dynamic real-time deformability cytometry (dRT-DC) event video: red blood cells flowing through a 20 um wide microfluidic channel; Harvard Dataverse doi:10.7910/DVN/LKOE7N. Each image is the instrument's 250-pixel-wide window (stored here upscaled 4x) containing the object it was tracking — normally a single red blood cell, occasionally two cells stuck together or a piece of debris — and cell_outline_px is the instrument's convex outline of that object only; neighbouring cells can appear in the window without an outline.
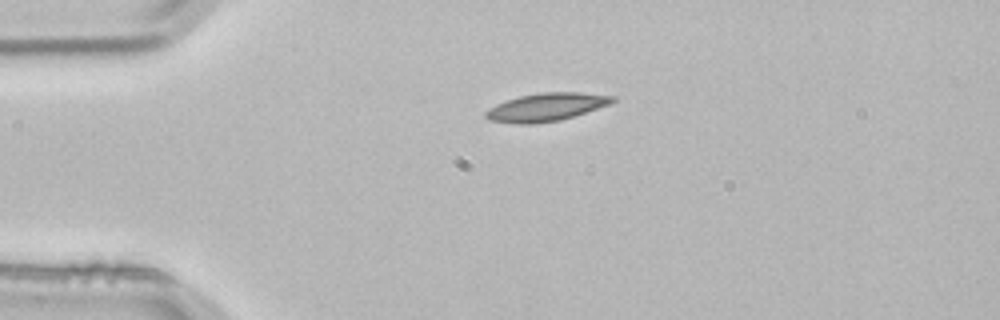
{"species": "common noctule bat (a hibernating species)", "species_latin": "Nyctalus noctula", "temperature_condition": "room temperature", "stored_images_in_passage": 2, "camera_frame_rate_fps": 3000, "um_per_image_px": 0.085, "animal": {"sex": "male", "body_mass_g": 21.5, "forearm_length_mm": 52.0}, "frame": {"image": 1, "passage_image": 1, "time_ms": 0.0, "image_size_px": [1000, 320], "cell_outline_px": [[616, 100], [608, 104], [560, 120], [528, 124], [516, 124], [488, 120], [484, 116], [484, 112], [488, 108], [496, 104], [520, 96], [540, 92], [580, 92], [616, 96]], "centroid_in_image_um": [46.38, 9.1], "position_along_channel_um": 38.6, "area_um2": 20.52}}